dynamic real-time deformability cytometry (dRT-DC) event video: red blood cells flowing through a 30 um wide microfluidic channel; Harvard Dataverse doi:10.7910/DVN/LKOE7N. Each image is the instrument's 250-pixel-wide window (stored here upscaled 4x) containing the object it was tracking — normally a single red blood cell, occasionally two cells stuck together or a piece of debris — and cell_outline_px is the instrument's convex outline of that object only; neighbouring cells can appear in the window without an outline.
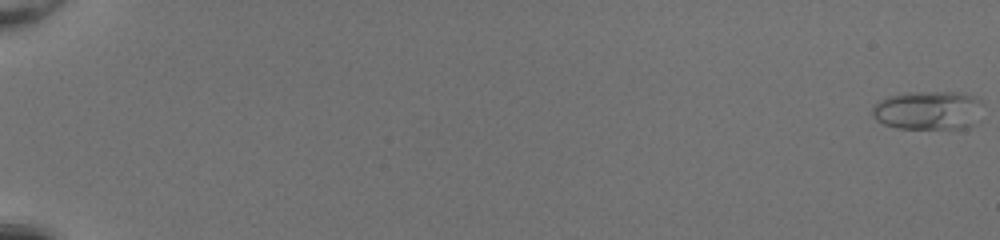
{"species": "common noctule bat (a hibernating species)", "species_latin": "Nyctalus noctula", "temperature_condition": "room temperature", "stored_images_in_passage": 53, "camera_frame_rate_fps": 3000, "um_per_image_px": 0.085, "animal": {"sex": "female", "body_mass_g": 20.0, "forearm_length_mm": 54.0}, "frame": {"image": 1, "passage_image": 1, "time_ms": 0.0, "image_size_px": [1000, 240], "cell_outline_px": [[984, 104], [972, 124], [964, 128], [896, 128], [884, 124], [876, 120], [872, 116], [872, 104], [888, 96], [904, 92], [960, 92], [976, 96]], "centroid_in_image_um": [78.85, 9.35], "position_along_channel_um": 6.1, "area_um2": 25.14}}
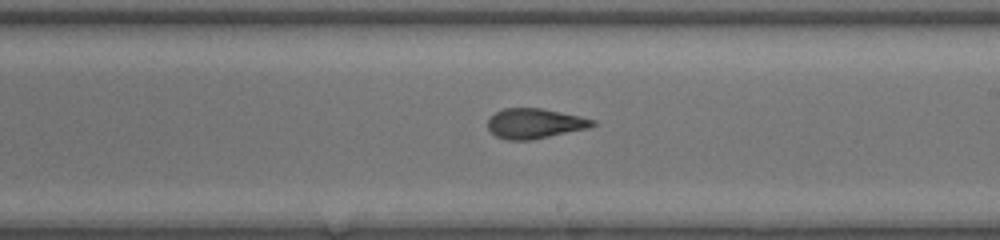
{"frame": {"image": 2, "passage_image": 34, "time_ms": 11.0, "image_size_px": [1000, 240], "cell_outline_px": [[600, 124], [588, 128], [532, 140], [508, 140], [496, 136], [488, 128], [488, 120], [496, 112], [504, 108], [540, 108], [580, 116], [596, 120]], "centroid_in_image_um": [45.5, 10.5], "position_along_channel_um": 243.5, "area_um2": 18.32}}
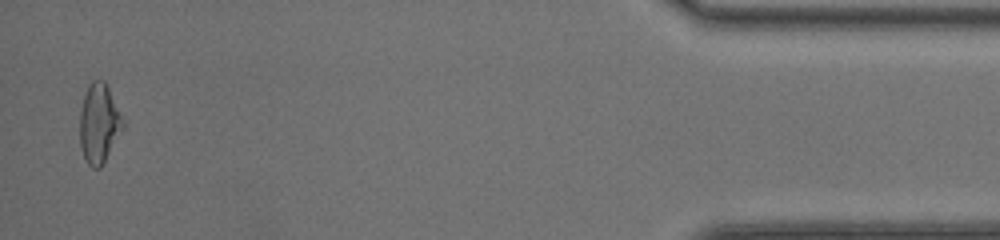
{"frame": {"image": 3, "passage_image": 52, "time_ms": 17.0, "image_size_px": [1000, 240], "cell_outline_px": [[124, 128], [100, 168], [92, 168], [84, 160], [80, 144], [80, 108], [88, 84], [92, 80], [104, 80], [124, 120]], "centroid_in_image_um": [8.41, 10.5], "position_along_channel_um": 426.8, "area_um2": 19.94}, "authors_computed_cell_mechanics": {"area_um2": 19.363, "velocity_mm_per_s": 4.219, "shape_relaxation_time_tau1_ms": 7.5088, "shape_relaxation_time_tau2_ms": 1.682, "deformation_change_tau1": 0.2027, "deformation_change_tau2": 0.0923}}